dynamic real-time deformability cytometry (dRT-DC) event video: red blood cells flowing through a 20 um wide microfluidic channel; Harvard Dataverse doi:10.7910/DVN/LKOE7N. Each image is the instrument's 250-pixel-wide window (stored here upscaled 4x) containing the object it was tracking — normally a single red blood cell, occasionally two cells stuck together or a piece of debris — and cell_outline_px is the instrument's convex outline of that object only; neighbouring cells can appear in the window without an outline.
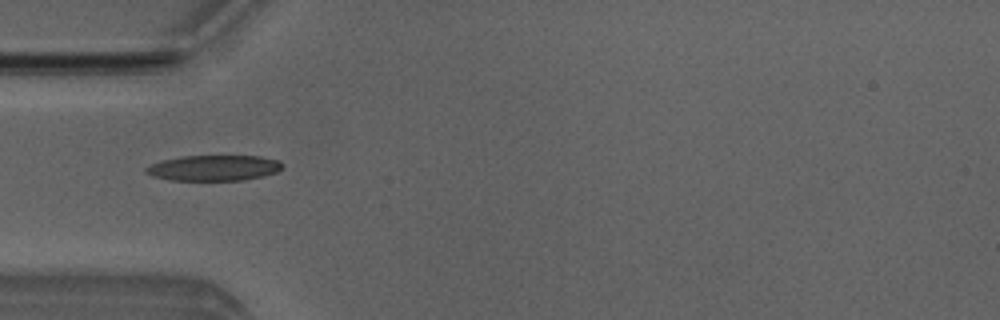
{"species": "Egyptian fruit bat (a non-hibernating species)", "species_latin": "Rousettus aegyptiacus", "temperature_condition": "room temperature", "stored_images_in_passage": 5, "camera_frame_rate_fps": 3000, "um_per_image_px": 0.085, "animal": {"sex": "male"}, "frame": {"image": 1, "passage_image": 5, "time_ms": 4.667, "image_size_px": [1000, 320], "cell_outline_px": [[284, 164], [276, 172], [264, 176], [244, 180], [168, 180], [152, 176], [144, 172], [144, 168], [160, 160], [180, 156], [260, 156], [280, 160]], "centroid_in_image_um": [18.15, 14.27], "position_along_channel_um": 66.8, "area_um2": 20.52}}